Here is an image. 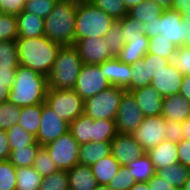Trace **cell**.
I'll use <instances>...</instances> for the list:
<instances>
[{
  "instance_id": "obj_1",
  "label": "cell",
  "mask_w": 190,
  "mask_h": 190,
  "mask_svg": "<svg viewBox=\"0 0 190 190\" xmlns=\"http://www.w3.org/2000/svg\"><path fill=\"white\" fill-rule=\"evenodd\" d=\"M48 89L47 76L19 64L8 101L18 107L44 103Z\"/></svg>"
},
{
  "instance_id": "obj_60",
  "label": "cell",
  "mask_w": 190,
  "mask_h": 190,
  "mask_svg": "<svg viewBox=\"0 0 190 190\" xmlns=\"http://www.w3.org/2000/svg\"><path fill=\"white\" fill-rule=\"evenodd\" d=\"M10 89L7 82H0V104L8 101Z\"/></svg>"
},
{
  "instance_id": "obj_50",
  "label": "cell",
  "mask_w": 190,
  "mask_h": 190,
  "mask_svg": "<svg viewBox=\"0 0 190 190\" xmlns=\"http://www.w3.org/2000/svg\"><path fill=\"white\" fill-rule=\"evenodd\" d=\"M182 129L181 122L167 120L165 128V140L179 143L182 139H184Z\"/></svg>"
},
{
  "instance_id": "obj_12",
  "label": "cell",
  "mask_w": 190,
  "mask_h": 190,
  "mask_svg": "<svg viewBox=\"0 0 190 190\" xmlns=\"http://www.w3.org/2000/svg\"><path fill=\"white\" fill-rule=\"evenodd\" d=\"M68 131L69 123L57 116L45 102L42 103L41 123L36 141L41 146H45Z\"/></svg>"
},
{
  "instance_id": "obj_64",
  "label": "cell",
  "mask_w": 190,
  "mask_h": 190,
  "mask_svg": "<svg viewBox=\"0 0 190 190\" xmlns=\"http://www.w3.org/2000/svg\"><path fill=\"white\" fill-rule=\"evenodd\" d=\"M143 1H145V0H122V2H124L125 6L128 10L135 7L136 5H139Z\"/></svg>"
},
{
  "instance_id": "obj_59",
  "label": "cell",
  "mask_w": 190,
  "mask_h": 190,
  "mask_svg": "<svg viewBox=\"0 0 190 190\" xmlns=\"http://www.w3.org/2000/svg\"><path fill=\"white\" fill-rule=\"evenodd\" d=\"M179 94L190 102V74L183 76Z\"/></svg>"
},
{
  "instance_id": "obj_66",
  "label": "cell",
  "mask_w": 190,
  "mask_h": 190,
  "mask_svg": "<svg viewBox=\"0 0 190 190\" xmlns=\"http://www.w3.org/2000/svg\"><path fill=\"white\" fill-rule=\"evenodd\" d=\"M182 190H190V175L188 180L185 182V185L182 187Z\"/></svg>"
},
{
  "instance_id": "obj_53",
  "label": "cell",
  "mask_w": 190,
  "mask_h": 190,
  "mask_svg": "<svg viewBox=\"0 0 190 190\" xmlns=\"http://www.w3.org/2000/svg\"><path fill=\"white\" fill-rule=\"evenodd\" d=\"M150 190H176L173 185L169 182L163 180L162 177L158 176L156 173L147 181Z\"/></svg>"
},
{
  "instance_id": "obj_27",
  "label": "cell",
  "mask_w": 190,
  "mask_h": 190,
  "mask_svg": "<svg viewBox=\"0 0 190 190\" xmlns=\"http://www.w3.org/2000/svg\"><path fill=\"white\" fill-rule=\"evenodd\" d=\"M156 174L162 177L166 182H169L170 185H173L176 190H182V187L190 175V168L176 163L165 169L156 170Z\"/></svg>"
},
{
  "instance_id": "obj_9",
  "label": "cell",
  "mask_w": 190,
  "mask_h": 190,
  "mask_svg": "<svg viewBox=\"0 0 190 190\" xmlns=\"http://www.w3.org/2000/svg\"><path fill=\"white\" fill-rule=\"evenodd\" d=\"M110 86L99 65L83 64L73 89L85 101Z\"/></svg>"
},
{
  "instance_id": "obj_62",
  "label": "cell",
  "mask_w": 190,
  "mask_h": 190,
  "mask_svg": "<svg viewBox=\"0 0 190 190\" xmlns=\"http://www.w3.org/2000/svg\"><path fill=\"white\" fill-rule=\"evenodd\" d=\"M129 190H150L147 182H136Z\"/></svg>"
},
{
  "instance_id": "obj_63",
  "label": "cell",
  "mask_w": 190,
  "mask_h": 190,
  "mask_svg": "<svg viewBox=\"0 0 190 190\" xmlns=\"http://www.w3.org/2000/svg\"><path fill=\"white\" fill-rule=\"evenodd\" d=\"M153 1H155L164 10L171 9L172 3H173V0H153Z\"/></svg>"
},
{
  "instance_id": "obj_37",
  "label": "cell",
  "mask_w": 190,
  "mask_h": 190,
  "mask_svg": "<svg viewBox=\"0 0 190 190\" xmlns=\"http://www.w3.org/2000/svg\"><path fill=\"white\" fill-rule=\"evenodd\" d=\"M121 25L124 43L132 42V40L142 39L144 34V23L138 19L130 17L128 14L118 21Z\"/></svg>"
},
{
  "instance_id": "obj_32",
  "label": "cell",
  "mask_w": 190,
  "mask_h": 190,
  "mask_svg": "<svg viewBox=\"0 0 190 190\" xmlns=\"http://www.w3.org/2000/svg\"><path fill=\"white\" fill-rule=\"evenodd\" d=\"M126 167L129 168L136 182H147L156 173L153 162L147 153L136 161L128 163Z\"/></svg>"
},
{
  "instance_id": "obj_14",
  "label": "cell",
  "mask_w": 190,
  "mask_h": 190,
  "mask_svg": "<svg viewBox=\"0 0 190 190\" xmlns=\"http://www.w3.org/2000/svg\"><path fill=\"white\" fill-rule=\"evenodd\" d=\"M146 152L131 134L117 133L111 141V155L120 164L126 166L136 161Z\"/></svg>"
},
{
  "instance_id": "obj_55",
  "label": "cell",
  "mask_w": 190,
  "mask_h": 190,
  "mask_svg": "<svg viewBox=\"0 0 190 190\" xmlns=\"http://www.w3.org/2000/svg\"><path fill=\"white\" fill-rule=\"evenodd\" d=\"M184 26V45L183 47L190 48V12L180 13Z\"/></svg>"
},
{
  "instance_id": "obj_29",
  "label": "cell",
  "mask_w": 190,
  "mask_h": 190,
  "mask_svg": "<svg viewBox=\"0 0 190 190\" xmlns=\"http://www.w3.org/2000/svg\"><path fill=\"white\" fill-rule=\"evenodd\" d=\"M164 12V9L153 0H145L139 5L128 10V15L138 19L142 23L159 18Z\"/></svg>"
},
{
  "instance_id": "obj_54",
  "label": "cell",
  "mask_w": 190,
  "mask_h": 190,
  "mask_svg": "<svg viewBox=\"0 0 190 190\" xmlns=\"http://www.w3.org/2000/svg\"><path fill=\"white\" fill-rule=\"evenodd\" d=\"M10 156V146L7 139L6 130L0 129V161L8 160Z\"/></svg>"
},
{
  "instance_id": "obj_4",
  "label": "cell",
  "mask_w": 190,
  "mask_h": 190,
  "mask_svg": "<svg viewBox=\"0 0 190 190\" xmlns=\"http://www.w3.org/2000/svg\"><path fill=\"white\" fill-rule=\"evenodd\" d=\"M82 66L83 61L74 45L60 46L47 76L49 89H73Z\"/></svg>"
},
{
  "instance_id": "obj_20",
  "label": "cell",
  "mask_w": 190,
  "mask_h": 190,
  "mask_svg": "<svg viewBox=\"0 0 190 190\" xmlns=\"http://www.w3.org/2000/svg\"><path fill=\"white\" fill-rule=\"evenodd\" d=\"M161 115L166 120L182 123L190 116V102L180 94L164 97Z\"/></svg>"
},
{
  "instance_id": "obj_8",
  "label": "cell",
  "mask_w": 190,
  "mask_h": 190,
  "mask_svg": "<svg viewBox=\"0 0 190 190\" xmlns=\"http://www.w3.org/2000/svg\"><path fill=\"white\" fill-rule=\"evenodd\" d=\"M59 170H69L79 164L80 144L68 131L44 146Z\"/></svg>"
},
{
  "instance_id": "obj_44",
  "label": "cell",
  "mask_w": 190,
  "mask_h": 190,
  "mask_svg": "<svg viewBox=\"0 0 190 190\" xmlns=\"http://www.w3.org/2000/svg\"><path fill=\"white\" fill-rule=\"evenodd\" d=\"M16 182V167L9 160L0 161V190H15Z\"/></svg>"
},
{
  "instance_id": "obj_19",
  "label": "cell",
  "mask_w": 190,
  "mask_h": 190,
  "mask_svg": "<svg viewBox=\"0 0 190 190\" xmlns=\"http://www.w3.org/2000/svg\"><path fill=\"white\" fill-rule=\"evenodd\" d=\"M177 147L176 142L164 140L147 152L155 170L165 169L166 167L179 163Z\"/></svg>"
},
{
  "instance_id": "obj_61",
  "label": "cell",
  "mask_w": 190,
  "mask_h": 190,
  "mask_svg": "<svg viewBox=\"0 0 190 190\" xmlns=\"http://www.w3.org/2000/svg\"><path fill=\"white\" fill-rule=\"evenodd\" d=\"M182 128L184 139L190 140V116L184 122H182Z\"/></svg>"
},
{
  "instance_id": "obj_7",
  "label": "cell",
  "mask_w": 190,
  "mask_h": 190,
  "mask_svg": "<svg viewBox=\"0 0 190 190\" xmlns=\"http://www.w3.org/2000/svg\"><path fill=\"white\" fill-rule=\"evenodd\" d=\"M45 103L69 124L84 114V100L74 89H48Z\"/></svg>"
},
{
  "instance_id": "obj_41",
  "label": "cell",
  "mask_w": 190,
  "mask_h": 190,
  "mask_svg": "<svg viewBox=\"0 0 190 190\" xmlns=\"http://www.w3.org/2000/svg\"><path fill=\"white\" fill-rule=\"evenodd\" d=\"M18 38L17 16L0 13V41H16Z\"/></svg>"
},
{
  "instance_id": "obj_13",
  "label": "cell",
  "mask_w": 190,
  "mask_h": 190,
  "mask_svg": "<svg viewBox=\"0 0 190 190\" xmlns=\"http://www.w3.org/2000/svg\"><path fill=\"white\" fill-rule=\"evenodd\" d=\"M74 46L83 64L98 65L112 58L103 37H88L74 40Z\"/></svg>"
},
{
  "instance_id": "obj_22",
  "label": "cell",
  "mask_w": 190,
  "mask_h": 190,
  "mask_svg": "<svg viewBox=\"0 0 190 190\" xmlns=\"http://www.w3.org/2000/svg\"><path fill=\"white\" fill-rule=\"evenodd\" d=\"M18 38H38L44 36L45 20L37 15L22 11L17 14Z\"/></svg>"
},
{
  "instance_id": "obj_38",
  "label": "cell",
  "mask_w": 190,
  "mask_h": 190,
  "mask_svg": "<svg viewBox=\"0 0 190 190\" xmlns=\"http://www.w3.org/2000/svg\"><path fill=\"white\" fill-rule=\"evenodd\" d=\"M107 47L109 48V54L112 58L118 57L120 50L124 46V40L122 36L121 25L116 21L103 36Z\"/></svg>"
},
{
  "instance_id": "obj_48",
  "label": "cell",
  "mask_w": 190,
  "mask_h": 190,
  "mask_svg": "<svg viewBox=\"0 0 190 190\" xmlns=\"http://www.w3.org/2000/svg\"><path fill=\"white\" fill-rule=\"evenodd\" d=\"M143 59L145 60V64H147L148 85H151L153 77H156L160 71L165 70L171 63L168 59L157 55H150L148 53L143 57Z\"/></svg>"
},
{
  "instance_id": "obj_31",
  "label": "cell",
  "mask_w": 190,
  "mask_h": 190,
  "mask_svg": "<svg viewBox=\"0 0 190 190\" xmlns=\"http://www.w3.org/2000/svg\"><path fill=\"white\" fill-rule=\"evenodd\" d=\"M40 144H31L10 151L9 161L16 168L33 166Z\"/></svg>"
},
{
  "instance_id": "obj_43",
  "label": "cell",
  "mask_w": 190,
  "mask_h": 190,
  "mask_svg": "<svg viewBox=\"0 0 190 190\" xmlns=\"http://www.w3.org/2000/svg\"><path fill=\"white\" fill-rule=\"evenodd\" d=\"M33 168L37 170L42 175V177L49 176L50 174L59 171L44 146L39 148Z\"/></svg>"
},
{
  "instance_id": "obj_21",
  "label": "cell",
  "mask_w": 190,
  "mask_h": 190,
  "mask_svg": "<svg viewBox=\"0 0 190 190\" xmlns=\"http://www.w3.org/2000/svg\"><path fill=\"white\" fill-rule=\"evenodd\" d=\"M67 174L69 190H93L99 185L90 166L77 164Z\"/></svg>"
},
{
  "instance_id": "obj_46",
  "label": "cell",
  "mask_w": 190,
  "mask_h": 190,
  "mask_svg": "<svg viewBox=\"0 0 190 190\" xmlns=\"http://www.w3.org/2000/svg\"><path fill=\"white\" fill-rule=\"evenodd\" d=\"M58 0H26L24 11L45 19L54 9Z\"/></svg>"
},
{
  "instance_id": "obj_65",
  "label": "cell",
  "mask_w": 190,
  "mask_h": 190,
  "mask_svg": "<svg viewBox=\"0 0 190 190\" xmlns=\"http://www.w3.org/2000/svg\"><path fill=\"white\" fill-rule=\"evenodd\" d=\"M93 190H113L112 188H110L108 185H98L97 187H95Z\"/></svg>"
},
{
  "instance_id": "obj_10",
  "label": "cell",
  "mask_w": 190,
  "mask_h": 190,
  "mask_svg": "<svg viewBox=\"0 0 190 190\" xmlns=\"http://www.w3.org/2000/svg\"><path fill=\"white\" fill-rule=\"evenodd\" d=\"M144 120V115L131 91L125 90L116 114L115 124L119 134L133 133Z\"/></svg>"
},
{
  "instance_id": "obj_25",
  "label": "cell",
  "mask_w": 190,
  "mask_h": 190,
  "mask_svg": "<svg viewBox=\"0 0 190 190\" xmlns=\"http://www.w3.org/2000/svg\"><path fill=\"white\" fill-rule=\"evenodd\" d=\"M120 164L114 159L112 155L102 158L93 165L91 170L98 184L108 185L110 181L117 174Z\"/></svg>"
},
{
  "instance_id": "obj_16",
  "label": "cell",
  "mask_w": 190,
  "mask_h": 190,
  "mask_svg": "<svg viewBox=\"0 0 190 190\" xmlns=\"http://www.w3.org/2000/svg\"><path fill=\"white\" fill-rule=\"evenodd\" d=\"M183 74L171 62L170 65L160 71L156 77L151 80V86L154 87L163 97L179 94Z\"/></svg>"
},
{
  "instance_id": "obj_36",
  "label": "cell",
  "mask_w": 190,
  "mask_h": 190,
  "mask_svg": "<svg viewBox=\"0 0 190 190\" xmlns=\"http://www.w3.org/2000/svg\"><path fill=\"white\" fill-rule=\"evenodd\" d=\"M176 49L177 47H175L171 41L164 38L163 35L159 34L149 39L147 53L150 55H157L163 57L172 62Z\"/></svg>"
},
{
  "instance_id": "obj_40",
  "label": "cell",
  "mask_w": 190,
  "mask_h": 190,
  "mask_svg": "<svg viewBox=\"0 0 190 190\" xmlns=\"http://www.w3.org/2000/svg\"><path fill=\"white\" fill-rule=\"evenodd\" d=\"M21 115V107L6 101L0 104V129L8 130L18 124Z\"/></svg>"
},
{
  "instance_id": "obj_49",
  "label": "cell",
  "mask_w": 190,
  "mask_h": 190,
  "mask_svg": "<svg viewBox=\"0 0 190 190\" xmlns=\"http://www.w3.org/2000/svg\"><path fill=\"white\" fill-rule=\"evenodd\" d=\"M172 63L183 74H190V48L178 47L172 59Z\"/></svg>"
},
{
  "instance_id": "obj_39",
  "label": "cell",
  "mask_w": 190,
  "mask_h": 190,
  "mask_svg": "<svg viewBox=\"0 0 190 190\" xmlns=\"http://www.w3.org/2000/svg\"><path fill=\"white\" fill-rule=\"evenodd\" d=\"M93 5L103 10L106 14L110 15L114 20L119 21L128 14L122 0H88Z\"/></svg>"
},
{
  "instance_id": "obj_35",
  "label": "cell",
  "mask_w": 190,
  "mask_h": 190,
  "mask_svg": "<svg viewBox=\"0 0 190 190\" xmlns=\"http://www.w3.org/2000/svg\"><path fill=\"white\" fill-rule=\"evenodd\" d=\"M7 139L9 141L10 151L21 147H26L31 144H39L36 141V136L25 131L19 124L6 130Z\"/></svg>"
},
{
  "instance_id": "obj_51",
  "label": "cell",
  "mask_w": 190,
  "mask_h": 190,
  "mask_svg": "<svg viewBox=\"0 0 190 190\" xmlns=\"http://www.w3.org/2000/svg\"><path fill=\"white\" fill-rule=\"evenodd\" d=\"M26 0H1L0 13L3 14H20L24 11Z\"/></svg>"
},
{
  "instance_id": "obj_56",
  "label": "cell",
  "mask_w": 190,
  "mask_h": 190,
  "mask_svg": "<svg viewBox=\"0 0 190 190\" xmlns=\"http://www.w3.org/2000/svg\"><path fill=\"white\" fill-rule=\"evenodd\" d=\"M144 34L151 39L158 35V18L152 19L149 22L144 23Z\"/></svg>"
},
{
  "instance_id": "obj_17",
  "label": "cell",
  "mask_w": 190,
  "mask_h": 190,
  "mask_svg": "<svg viewBox=\"0 0 190 190\" xmlns=\"http://www.w3.org/2000/svg\"><path fill=\"white\" fill-rule=\"evenodd\" d=\"M112 86L127 89L132 80L131 66L121 62L117 57L98 64Z\"/></svg>"
},
{
  "instance_id": "obj_23",
  "label": "cell",
  "mask_w": 190,
  "mask_h": 190,
  "mask_svg": "<svg viewBox=\"0 0 190 190\" xmlns=\"http://www.w3.org/2000/svg\"><path fill=\"white\" fill-rule=\"evenodd\" d=\"M111 155V142H88L79 147V164L91 166Z\"/></svg>"
},
{
  "instance_id": "obj_26",
  "label": "cell",
  "mask_w": 190,
  "mask_h": 190,
  "mask_svg": "<svg viewBox=\"0 0 190 190\" xmlns=\"http://www.w3.org/2000/svg\"><path fill=\"white\" fill-rule=\"evenodd\" d=\"M42 114V103L21 107L18 124L27 132L37 136Z\"/></svg>"
},
{
  "instance_id": "obj_3",
  "label": "cell",
  "mask_w": 190,
  "mask_h": 190,
  "mask_svg": "<svg viewBox=\"0 0 190 190\" xmlns=\"http://www.w3.org/2000/svg\"><path fill=\"white\" fill-rule=\"evenodd\" d=\"M77 0H58L44 19V35L55 43L74 45Z\"/></svg>"
},
{
  "instance_id": "obj_5",
  "label": "cell",
  "mask_w": 190,
  "mask_h": 190,
  "mask_svg": "<svg viewBox=\"0 0 190 190\" xmlns=\"http://www.w3.org/2000/svg\"><path fill=\"white\" fill-rule=\"evenodd\" d=\"M75 40L103 37L116 22L88 0H77Z\"/></svg>"
},
{
  "instance_id": "obj_57",
  "label": "cell",
  "mask_w": 190,
  "mask_h": 190,
  "mask_svg": "<svg viewBox=\"0 0 190 190\" xmlns=\"http://www.w3.org/2000/svg\"><path fill=\"white\" fill-rule=\"evenodd\" d=\"M16 69L0 70V82H7L8 87H12L15 81Z\"/></svg>"
},
{
  "instance_id": "obj_58",
  "label": "cell",
  "mask_w": 190,
  "mask_h": 190,
  "mask_svg": "<svg viewBox=\"0 0 190 190\" xmlns=\"http://www.w3.org/2000/svg\"><path fill=\"white\" fill-rule=\"evenodd\" d=\"M171 9L179 13H188L190 12V0H173Z\"/></svg>"
},
{
  "instance_id": "obj_2",
  "label": "cell",
  "mask_w": 190,
  "mask_h": 190,
  "mask_svg": "<svg viewBox=\"0 0 190 190\" xmlns=\"http://www.w3.org/2000/svg\"><path fill=\"white\" fill-rule=\"evenodd\" d=\"M16 44L20 65L45 76L49 75L61 45L45 35L38 38H17Z\"/></svg>"
},
{
  "instance_id": "obj_47",
  "label": "cell",
  "mask_w": 190,
  "mask_h": 190,
  "mask_svg": "<svg viewBox=\"0 0 190 190\" xmlns=\"http://www.w3.org/2000/svg\"><path fill=\"white\" fill-rule=\"evenodd\" d=\"M135 183V178L129 171V168L121 165L108 186L113 190H129Z\"/></svg>"
},
{
  "instance_id": "obj_30",
  "label": "cell",
  "mask_w": 190,
  "mask_h": 190,
  "mask_svg": "<svg viewBox=\"0 0 190 190\" xmlns=\"http://www.w3.org/2000/svg\"><path fill=\"white\" fill-rule=\"evenodd\" d=\"M16 174L15 190H39L43 177L33 166L16 168Z\"/></svg>"
},
{
  "instance_id": "obj_11",
  "label": "cell",
  "mask_w": 190,
  "mask_h": 190,
  "mask_svg": "<svg viewBox=\"0 0 190 190\" xmlns=\"http://www.w3.org/2000/svg\"><path fill=\"white\" fill-rule=\"evenodd\" d=\"M166 122L162 115L144 117L140 126L131 135L147 153L165 140Z\"/></svg>"
},
{
  "instance_id": "obj_52",
  "label": "cell",
  "mask_w": 190,
  "mask_h": 190,
  "mask_svg": "<svg viewBox=\"0 0 190 190\" xmlns=\"http://www.w3.org/2000/svg\"><path fill=\"white\" fill-rule=\"evenodd\" d=\"M177 145L179 163L190 168V140L182 139Z\"/></svg>"
},
{
  "instance_id": "obj_34",
  "label": "cell",
  "mask_w": 190,
  "mask_h": 190,
  "mask_svg": "<svg viewBox=\"0 0 190 190\" xmlns=\"http://www.w3.org/2000/svg\"><path fill=\"white\" fill-rule=\"evenodd\" d=\"M18 65L16 41H0V70L16 69Z\"/></svg>"
},
{
  "instance_id": "obj_42",
  "label": "cell",
  "mask_w": 190,
  "mask_h": 190,
  "mask_svg": "<svg viewBox=\"0 0 190 190\" xmlns=\"http://www.w3.org/2000/svg\"><path fill=\"white\" fill-rule=\"evenodd\" d=\"M39 190H69L67 171L59 170L43 177Z\"/></svg>"
},
{
  "instance_id": "obj_18",
  "label": "cell",
  "mask_w": 190,
  "mask_h": 190,
  "mask_svg": "<svg viewBox=\"0 0 190 190\" xmlns=\"http://www.w3.org/2000/svg\"><path fill=\"white\" fill-rule=\"evenodd\" d=\"M144 117L159 116L162 113L164 97L151 85L131 90Z\"/></svg>"
},
{
  "instance_id": "obj_28",
  "label": "cell",
  "mask_w": 190,
  "mask_h": 190,
  "mask_svg": "<svg viewBox=\"0 0 190 190\" xmlns=\"http://www.w3.org/2000/svg\"><path fill=\"white\" fill-rule=\"evenodd\" d=\"M93 119L85 114L80 115L69 124V132L82 145L92 142Z\"/></svg>"
},
{
  "instance_id": "obj_33",
  "label": "cell",
  "mask_w": 190,
  "mask_h": 190,
  "mask_svg": "<svg viewBox=\"0 0 190 190\" xmlns=\"http://www.w3.org/2000/svg\"><path fill=\"white\" fill-rule=\"evenodd\" d=\"M116 134L115 120H93L92 142H111Z\"/></svg>"
},
{
  "instance_id": "obj_24",
  "label": "cell",
  "mask_w": 190,
  "mask_h": 190,
  "mask_svg": "<svg viewBox=\"0 0 190 190\" xmlns=\"http://www.w3.org/2000/svg\"><path fill=\"white\" fill-rule=\"evenodd\" d=\"M148 46L149 37L144 35L142 39H136L132 40V42L125 43L117 58L123 63L132 65L143 59L147 54Z\"/></svg>"
},
{
  "instance_id": "obj_15",
  "label": "cell",
  "mask_w": 190,
  "mask_h": 190,
  "mask_svg": "<svg viewBox=\"0 0 190 190\" xmlns=\"http://www.w3.org/2000/svg\"><path fill=\"white\" fill-rule=\"evenodd\" d=\"M172 42L175 47L184 45V26L179 12L165 9L158 18V35Z\"/></svg>"
},
{
  "instance_id": "obj_6",
  "label": "cell",
  "mask_w": 190,
  "mask_h": 190,
  "mask_svg": "<svg viewBox=\"0 0 190 190\" xmlns=\"http://www.w3.org/2000/svg\"><path fill=\"white\" fill-rule=\"evenodd\" d=\"M125 89L110 86L84 101V114L93 120H115Z\"/></svg>"
},
{
  "instance_id": "obj_45",
  "label": "cell",
  "mask_w": 190,
  "mask_h": 190,
  "mask_svg": "<svg viewBox=\"0 0 190 190\" xmlns=\"http://www.w3.org/2000/svg\"><path fill=\"white\" fill-rule=\"evenodd\" d=\"M130 66H131L132 80L130 86L126 90L131 91L140 87L147 86L148 70H147V64H145V60L141 59Z\"/></svg>"
}]
</instances>
